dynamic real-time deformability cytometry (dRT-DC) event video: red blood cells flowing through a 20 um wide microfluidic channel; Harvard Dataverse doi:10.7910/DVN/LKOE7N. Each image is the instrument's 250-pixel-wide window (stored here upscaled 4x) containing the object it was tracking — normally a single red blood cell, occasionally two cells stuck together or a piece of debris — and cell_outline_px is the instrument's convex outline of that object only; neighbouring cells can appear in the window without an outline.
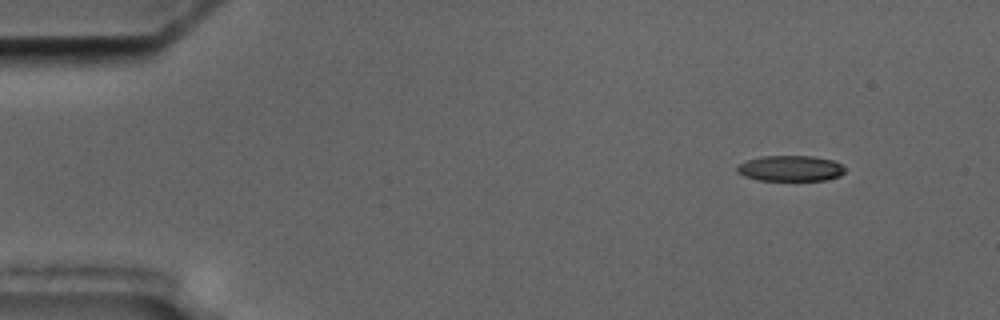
{"species": "common noctule bat (a hibernating species)", "species_latin": "Nyctalus noctula", "temperature_condition": "cold", "stored_images_in_passage": 4, "camera_frame_rate_fps": 3000, "um_per_image_px": 0.085, "animal": {"sex": "male", "body_mass_g": 17.5, "forearm_length_mm": 52.3}, "frame": {"image": 1, "passage_image": 1, "time_ms": 0.0, "image_size_px": [1000, 320], "cell_outline_px": [[844, 172], [840, 176], [824, 180], [756, 180], [744, 176], [736, 172], [736, 164], [760, 156], [812, 156], [832, 160], [840, 164], [844, 168]], "centroid_in_image_um": [67.13, 14.31], "position_along_channel_um": 17.9, "area_um2": 16.18}}
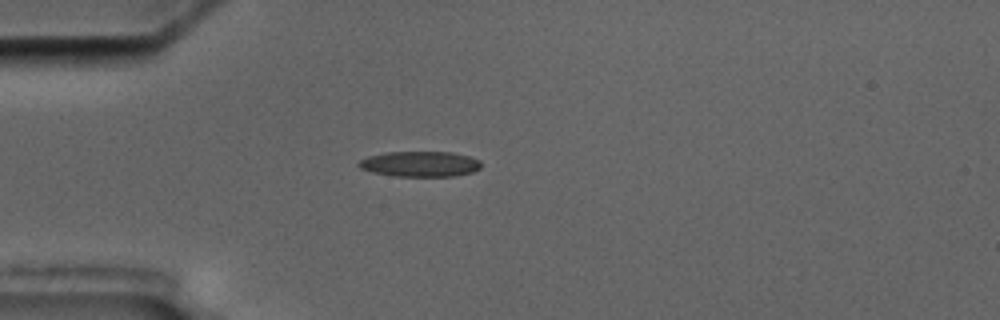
{"frame": {"image": 2, "passage_image": 4, "time_ms": 3.333, "image_size_px": [1000, 320], "cell_outline_px": [[480, 168], [472, 172], [452, 176], [392, 176], [372, 172], [360, 168], [356, 164], [360, 160], [368, 156], [384, 152], [452, 152], [468, 156], [480, 160]], "centroid_in_image_um": [35.67, 13.93], "position_along_channel_um": 49.3, "area_um2": 18.15}}